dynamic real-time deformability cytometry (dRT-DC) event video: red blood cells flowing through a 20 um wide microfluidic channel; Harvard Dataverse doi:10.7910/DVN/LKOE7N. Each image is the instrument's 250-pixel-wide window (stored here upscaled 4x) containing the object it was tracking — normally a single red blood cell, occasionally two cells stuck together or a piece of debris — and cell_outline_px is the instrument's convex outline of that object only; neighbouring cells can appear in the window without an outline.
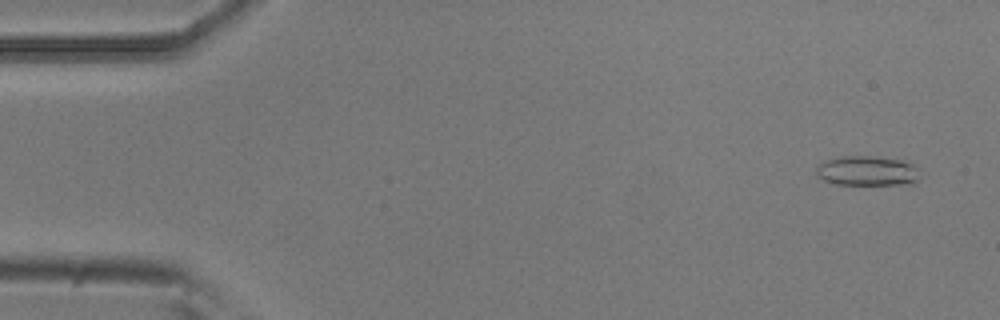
{"species": "common noctule bat (a hibernating species)", "species_latin": "Nyctalus noctula", "temperature_condition": "room temperature", "stored_images_in_passage": 53, "segment_of_instrument_passage": [1, 2], "camera_frame_rate_fps": 3000, "um_per_image_px": 0.085, "animal": {"sex": "male", "body_mass_g": 20.5, "forearm_length_mm": 52.5}, "frame": {"image": 1, "passage_image": 1, "time_ms": 0.0, "image_size_px": [1000, 320], "cell_outline_px": [[920, 168], [916, 180], [912, 184], [836, 184], [824, 180], [816, 172], [816, 168], [820, 164], [828, 160], [844, 156], [876, 156], [904, 160]], "centroid_in_image_um": [73.77, 14.51], "position_along_channel_um": 11.2, "area_um2": 17.86}}
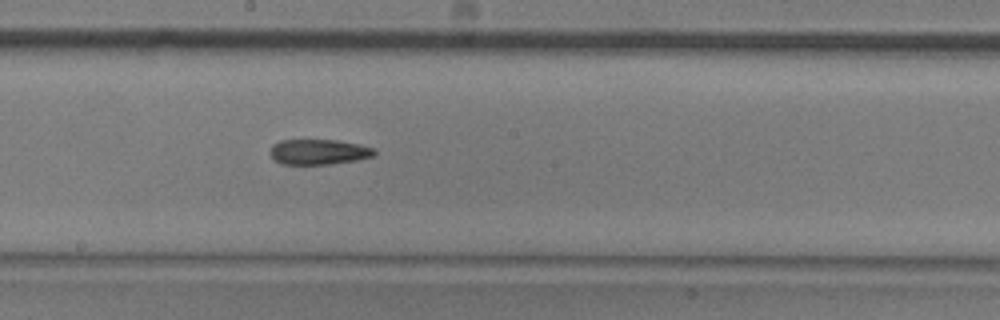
{"frame": {"image": 2, "passage_image": 27, "time_ms": 8.667, "image_size_px": [1000, 320], "cell_outline_px": [[376, 152], [372, 156], [356, 160], [332, 164], [284, 164], [276, 160], [272, 156], [272, 144], [280, 140], [336, 140], [356, 144], [372, 148]], "centroid_in_image_um": [27.08, 12.91], "position_along_channel_um": 221.1, "area_um2": 15.03}}
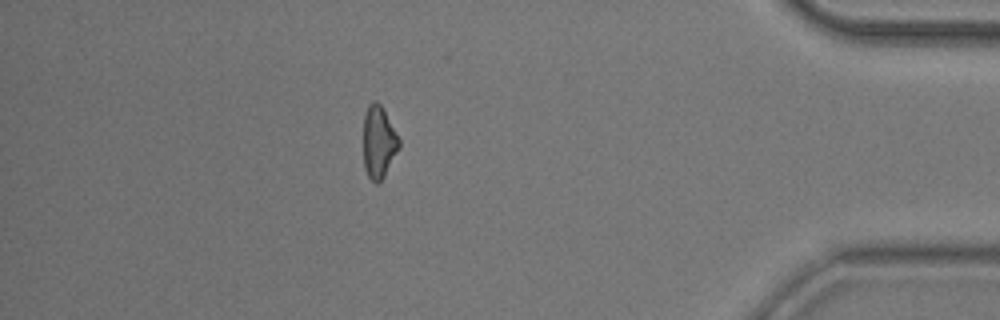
{"frame": {"image": 3, "passage_image": 45, "time_ms": 14.667, "image_size_px": [1000, 320], "cell_outline_px": [[400, 148], [380, 184], [376, 184], [368, 176], [364, 168], [364, 116], [368, 104], [372, 100], [376, 100], [384, 108], [400, 140]], "centroid_in_image_um": [32.2, 12.07], "position_along_channel_um": 403.0, "area_um2": 15.32}}